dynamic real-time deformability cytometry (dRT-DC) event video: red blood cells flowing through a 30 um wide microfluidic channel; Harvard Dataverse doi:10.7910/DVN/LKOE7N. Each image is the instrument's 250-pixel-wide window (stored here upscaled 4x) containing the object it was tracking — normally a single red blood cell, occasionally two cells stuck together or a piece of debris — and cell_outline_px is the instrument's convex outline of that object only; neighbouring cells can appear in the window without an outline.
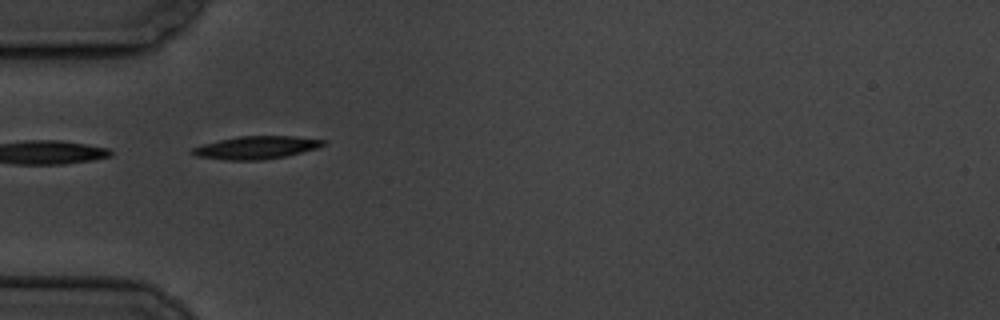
{"species": "common noctule bat (a hibernating species)", "species_latin": "Nyctalus noctula", "temperature_condition": "cold", "stored_images_in_passage": 3, "camera_frame_rate_fps": 3000, "um_per_image_px": 0.085, "animal": {"sex": "male", "body_mass_g": 19.5, "forearm_length_mm": 54.6}, "frame": {"image": 1, "passage_image": 2, "time_ms": 1.333, "image_size_px": [1000, 320], "cell_outline_px": [[328, 144], [316, 148], [284, 156], [264, 160], [228, 160], [196, 156], [188, 152], [192, 148], [204, 144], [220, 140], [240, 136], [296, 136], [328, 140]], "centroid_in_image_um": [21.81, 12.54], "position_along_channel_um": 63.2, "area_um2": 17.4}}